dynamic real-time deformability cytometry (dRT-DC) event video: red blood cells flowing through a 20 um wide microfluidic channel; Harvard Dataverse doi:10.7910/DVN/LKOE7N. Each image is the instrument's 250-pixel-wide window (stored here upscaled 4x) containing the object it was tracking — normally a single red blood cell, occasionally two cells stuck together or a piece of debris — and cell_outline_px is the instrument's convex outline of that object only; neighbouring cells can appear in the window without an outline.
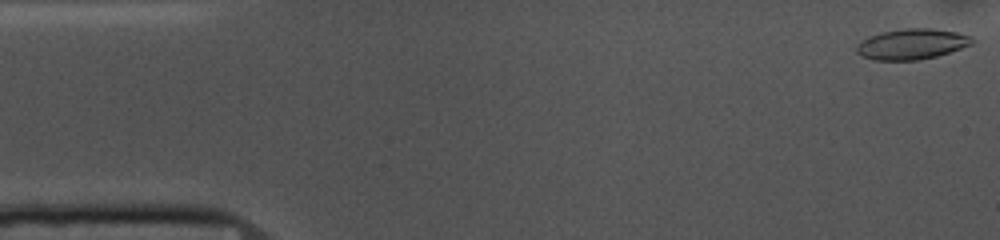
{"species": "common noctule bat (a hibernating species)", "species_latin": "Nyctalus noctula", "temperature_condition": "cold", "stored_images_in_passage": 52, "camera_frame_rate_fps": 3000, "um_per_image_px": 0.085, "animal": {"sex": "female", "body_mass_g": 10.0, "forearm_length_mm": 53.1}, "frame": {"image": 1, "passage_image": 1, "time_ms": 0.0, "image_size_px": [1000, 240], "cell_outline_px": [[976, 40], [972, 44], [936, 56], [916, 60], [872, 60], [856, 52], [856, 48], [868, 36], [880, 32], [904, 28], [932, 28], [956, 32], [972, 36]], "centroid_in_image_um": [77.53, 3.73], "position_along_channel_um": 7.5, "area_um2": 20.46}}
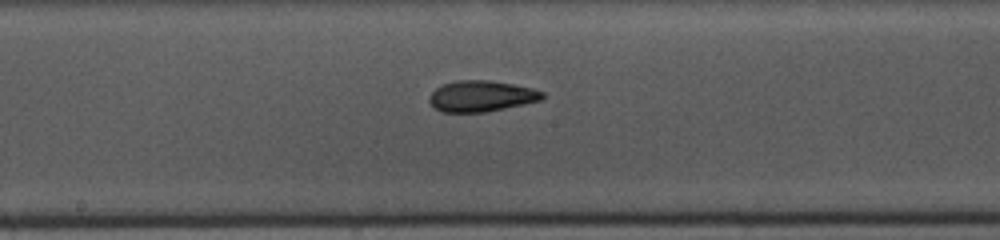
{"frame": {"image": 2, "passage_image": 26, "time_ms": 8.333, "image_size_px": [1000, 240], "cell_outline_px": [[544, 96], [540, 100], [504, 108], [484, 112], [440, 112], [428, 100], [428, 96], [436, 88], [444, 84], [456, 80], [488, 80], [512, 84], [532, 88], [544, 92]], "centroid_in_image_um": [40.88, 8.16], "position_along_channel_um": 207.3, "area_um2": 20.23}}
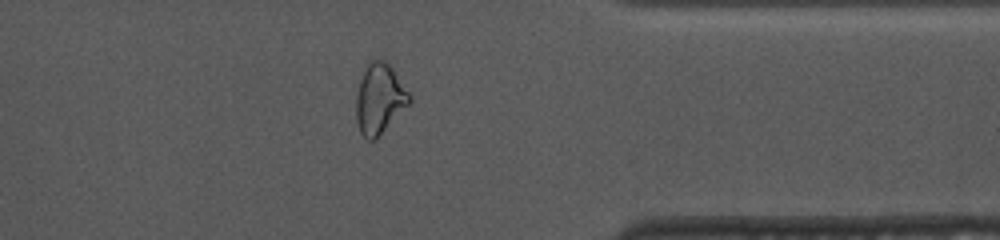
{"frame": {"image": 3, "passage_image": 41, "time_ms": 13.333, "image_size_px": [1000, 240], "cell_outline_px": [[412, 100], [372, 140], [368, 140], [360, 132], [356, 120], [356, 92], [364, 68], [368, 60], [376, 56], [384, 60], [392, 68], [412, 96]], "centroid_in_image_um": [32.22, 8.3], "position_along_channel_um": 379.2, "area_um2": 21.5}, "authors_computed_cell_mechanics": {"area_um2": 20.8658, "velocity_mm_per_s": 3.712, "shape_relaxation_time_tau1_ms": 8.5968, "shape_relaxation_time_tau2_ms": 3.4528, "deformation_change_tau1": 0.1955, "deformation_change_tau2": 0.1025}}